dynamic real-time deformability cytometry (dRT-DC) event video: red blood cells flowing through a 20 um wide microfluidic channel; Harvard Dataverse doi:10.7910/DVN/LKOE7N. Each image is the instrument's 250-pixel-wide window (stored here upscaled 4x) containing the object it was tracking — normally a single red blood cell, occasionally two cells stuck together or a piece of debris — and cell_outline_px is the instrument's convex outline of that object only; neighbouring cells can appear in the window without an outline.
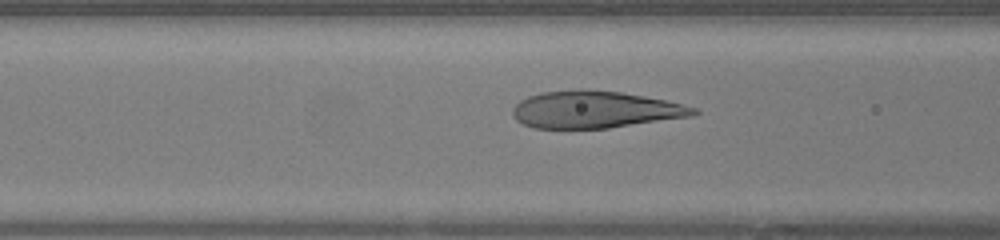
{"species": "human", "species_latin": "Homo sapiens", "temperature_condition": "warm", "stored_images_in_passage": 7, "camera_frame_rate_fps": 3000, "um_per_image_px": 0.085, "donor": {"sex": "female"}, "frame": {"image": 1, "passage_image": 5, "time_ms": 1.333, "image_size_px": [1000, 240], "cell_outline_px": [[700, 112], [692, 116], [608, 128], [536, 128], [524, 124], [516, 120], [512, 116], [512, 108], [520, 100], [528, 96], [540, 92], [580, 88], [584, 88], [620, 92], [644, 96], [684, 104], [696, 108]], "centroid_in_image_um": [50.55, 9.3], "position_along_channel_um": 116.0, "area_um2": 39.25}}